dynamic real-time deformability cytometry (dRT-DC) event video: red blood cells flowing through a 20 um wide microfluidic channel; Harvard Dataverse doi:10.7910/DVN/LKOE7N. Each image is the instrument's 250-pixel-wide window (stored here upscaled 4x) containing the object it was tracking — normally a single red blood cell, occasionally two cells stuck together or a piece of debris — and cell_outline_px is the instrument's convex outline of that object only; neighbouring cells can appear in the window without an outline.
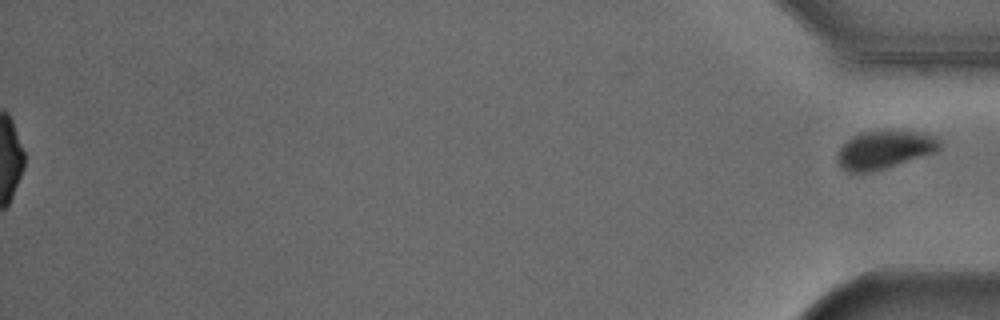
{"species": "Egyptian fruit bat (a non-hibernating species)", "species_latin": "Rousettus aegyptiacus", "temperature_condition": "cold", "stored_images_in_passage": 39, "segment_of_instrument_passage": [2, 2], "camera_frame_rate_fps": 3000, "um_per_image_px": 0.085, "animal": {"sex": "male"}, "frame": {"image": 1, "passage_image": 39, "time_ms": 12.667, "image_size_px": [1000, 320], "cell_outline_px": [[940, 148], [936, 152], [872, 172], [848, 172], [836, 160], [836, 156], [840, 148], [852, 136], [860, 132], [920, 132], [936, 136], [940, 140]], "centroid_in_image_um": [75.18, 12.74], "position_along_channel_um": 360.0, "area_um2": 22.31}}